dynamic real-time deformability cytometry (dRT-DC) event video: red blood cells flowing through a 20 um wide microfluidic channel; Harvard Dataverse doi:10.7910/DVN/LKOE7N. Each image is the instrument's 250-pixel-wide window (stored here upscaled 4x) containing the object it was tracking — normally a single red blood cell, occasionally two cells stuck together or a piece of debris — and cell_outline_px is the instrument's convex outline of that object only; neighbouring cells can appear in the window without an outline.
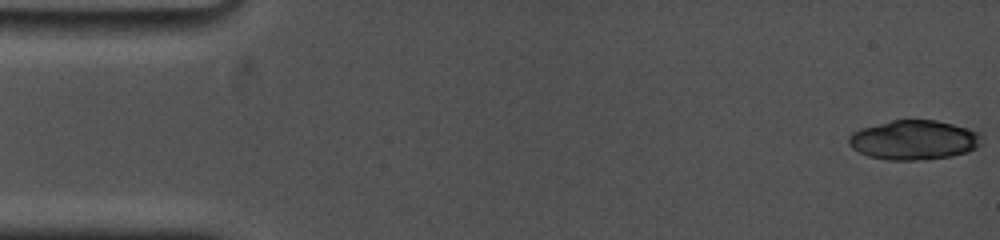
{"species": "common noctule bat (a hibernating species)", "species_latin": "Nyctalus noctula", "temperature_condition": "cold", "stored_images_in_passage": 5, "camera_frame_rate_fps": 5000, "um_per_image_px": 0.085, "animal": {"sex": "female", "body_mass_g": 19.0, "forearm_length_mm": 53.3}, "frame": {"image": 1, "passage_image": 1, "time_ms": 0.0, "image_size_px": [1000, 240], "cell_outline_px": [[984, 136], [980, 144], [976, 148], [968, 152], [952, 156], [916, 160], [888, 160], [868, 156], [852, 148], [848, 144], [848, 136], [852, 132], [860, 128], [892, 120], [936, 120], [952, 124], [980, 132]], "centroid_in_image_um": [77.69, 11.9], "position_along_channel_um": 7.3, "area_um2": 30.75}}